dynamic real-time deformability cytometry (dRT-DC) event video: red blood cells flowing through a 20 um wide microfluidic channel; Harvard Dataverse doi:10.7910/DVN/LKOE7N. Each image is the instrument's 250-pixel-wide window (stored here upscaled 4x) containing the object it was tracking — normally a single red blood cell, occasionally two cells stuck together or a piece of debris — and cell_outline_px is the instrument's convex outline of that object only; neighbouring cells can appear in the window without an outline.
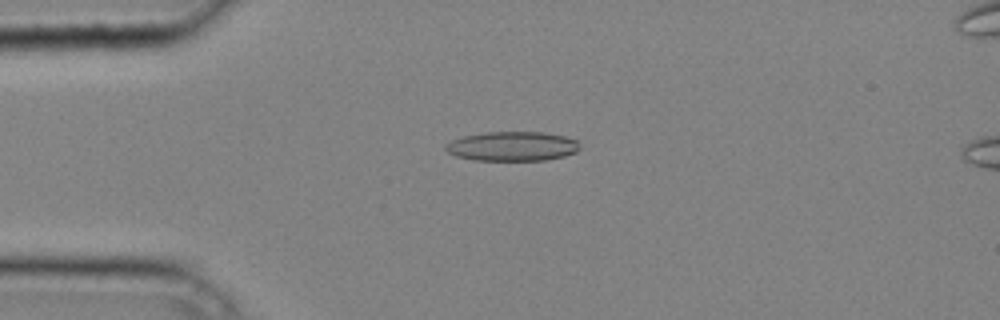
{"species": "common noctule bat (a hibernating species)", "species_latin": "Nyctalus noctula", "temperature_condition": "cold", "stored_images_in_passage": 30, "camera_frame_rate_fps": 3000, "um_per_image_px": 0.085, "animal": {"sex": "male", "body_mass_g": 20.4}, "frame": {"image": 1, "passage_image": 1, "time_ms": 0.0, "image_size_px": [1000, 320], "cell_outline_px": [[580, 148], [576, 152], [564, 156], [544, 160], [472, 160], [456, 156], [448, 152], [444, 148], [444, 144], [452, 140], [464, 136], [484, 132], [544, 132], [564, 136], [576, 140], [580, 144]], "centroid_in_image_um": [43.53, 12.43], "position_along_channel_um": 41.5, "area_um2": 23.06}}
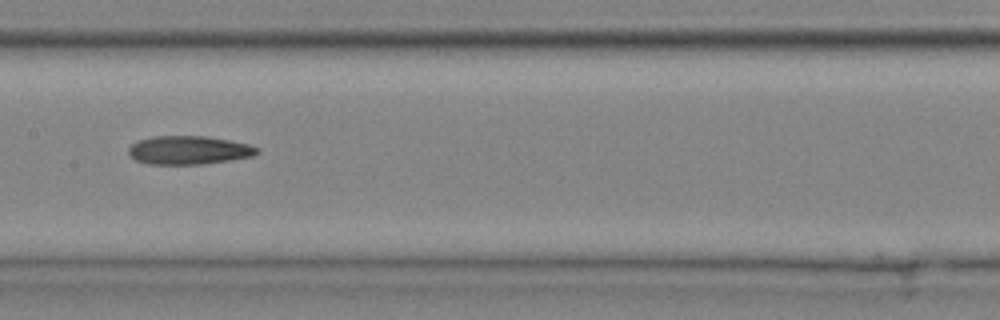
{"frame": {"image": 2, "passage_image": 12, "time_ms": 3.667, "image_size_px": [1000, 320], "cell_outline_px": [[260, 152], [252, 156], [232, 160], [200, 164], [148, 164], [136, 160], [128, 152], [128, 148], [132, 144], [140, 140], [152, 136], [208, 136], [248, 144], [260, 148]], "centroid_in_image_um": [16.07, 12.76], "position_along_channel_um": 191.3, "area_um2": 21.33}}
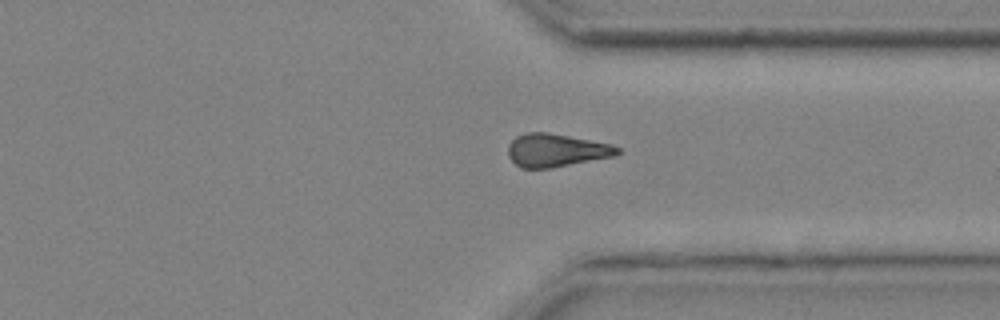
{"frame": {"image": 3, "passage_image": 23, "time_ms": 7.333, "image_size_px": [1000, 320], "cell_outline_px": [[620, 152], [616, 156], [552, 168], [520, 168], [508, 156], [508, 144], [516, 136], [528, 132], [548, 132], [612, 144], [620, 148]], "centroid_in_image_um": [47.28, 12.78], "position_along_channel_um": 364.1, "area_um2": 21.21}}